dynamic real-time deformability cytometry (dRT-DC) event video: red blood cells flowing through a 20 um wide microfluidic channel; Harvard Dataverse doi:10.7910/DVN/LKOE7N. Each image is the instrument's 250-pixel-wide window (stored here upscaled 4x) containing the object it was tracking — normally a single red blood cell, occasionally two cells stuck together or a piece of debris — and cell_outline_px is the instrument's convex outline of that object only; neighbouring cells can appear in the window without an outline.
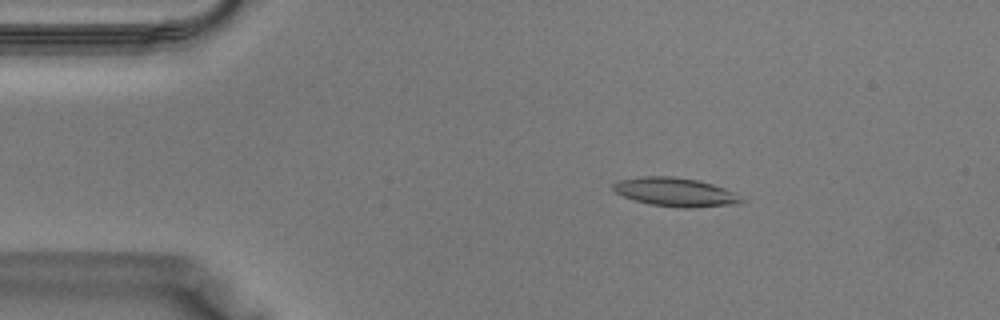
{"species": "Egyptian fruit bat (a non-hibernating species)", "species_latin": "Rousettus aegyptiacus", "temperature_condition": "warm", "stored_images_in_passage": 38, "camera_frame_rate_fps": 3000, "um_per_image_px": 0.085, "animal": {"sex": "male"}, "frame": {"image": 1, "passage_image": 6, "time_ms": 1.667, "image_size_px": [1000, 320], "cell_outline_px": [[744, 200], [736, 204], [696, 208], [680, 208], [648, 204], [624, 196], [616, 192], [612, 188], [612, 184], [620, 180], [644, 176], [672, 176], [700, 180], [724, 188], [732, 192]], "centroid_in_image_um": [57.4, 16.33], "position_along_channel_um": 27.6, "area_um2": 21.39}}
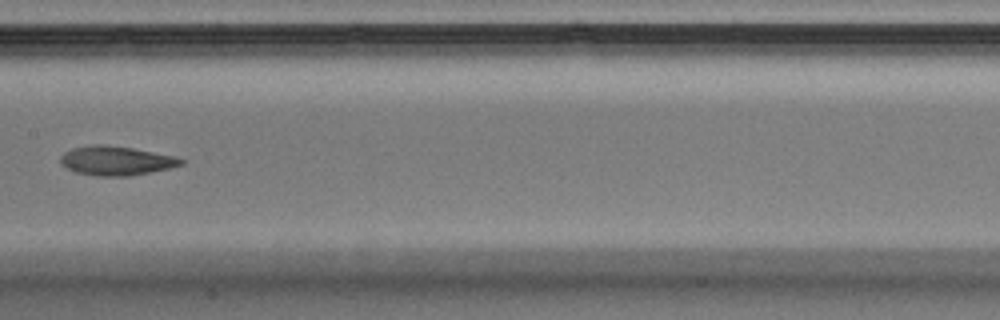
{"frame": {"image": 2, "passage_image": 19, "time_ms": 6.0, "image_size_px": [1000, 320], "cell_outline_px": [[184, 164], [168, 168], [128, 176], [96, 176], [76, 172], [60, 164], [60, 156], [64, 152], [72, 148], [96, 144], [100, 144], [132, 148], [176, 156], [184, 160]], "centroid_in_image_um": [9.85, 13.66], "position_along_channel_um": 197.6, "area_um2": 20.35}}
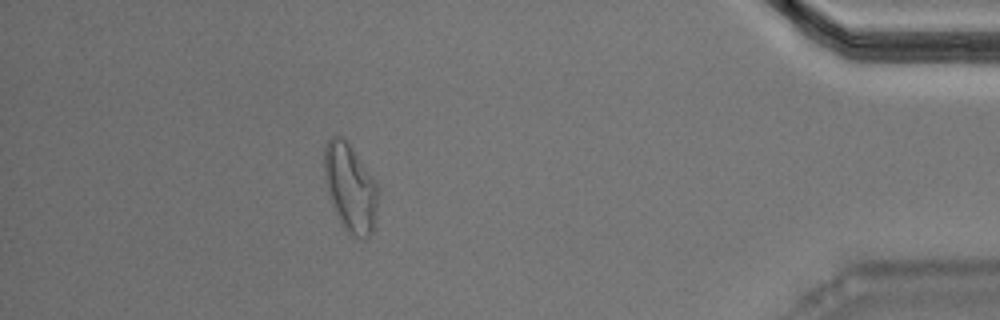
{"frame": {"image": 3, "passage_image": 34, "time_ms": 11.0, "image_size_px": [1000, 320], "cell_outline_px": [[380, 192], [372, 232], [364, 240], [352, 236], [340, 220], [332, 204], [328, 192], [324, 176], [324, 148], [328, 140], [332, 136], [340, 136], [352, 148], [376, 180], [380, 188]], "centroid_in_image_um": [29.8, 15.96], "position_along_channel_um": 405.4, "area_um2": 27.51}}